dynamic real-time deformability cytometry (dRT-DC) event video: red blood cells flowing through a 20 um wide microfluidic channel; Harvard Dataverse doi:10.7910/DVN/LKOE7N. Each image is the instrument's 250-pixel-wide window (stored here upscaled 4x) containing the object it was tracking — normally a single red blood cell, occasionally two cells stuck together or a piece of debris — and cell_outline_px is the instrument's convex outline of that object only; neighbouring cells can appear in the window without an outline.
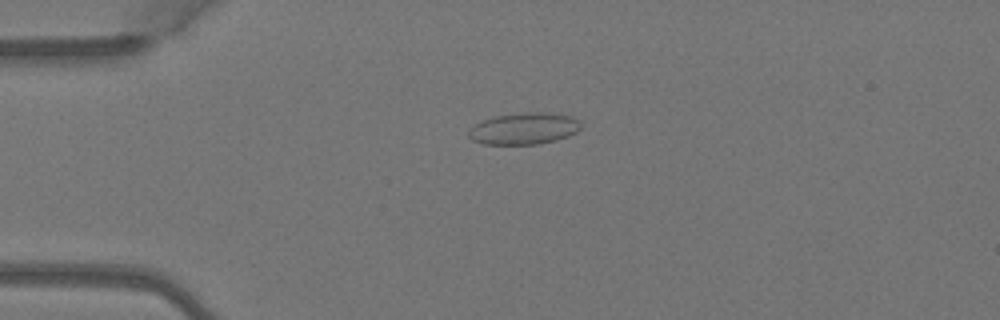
{"species": "Egyptian fruit bat (a non-hibernating species)", "species_latin": "Rousettus aegyptiacus", "temperature_condition": "warm", "stored_images_in_passage": 4, "camera_frame_rate_fps": 3000, "um_per_image_px": 0.085, "animal": {"sex": "female"}, "frame": {"image": 1, "passage_image": 3, "time_ms": 0.667, "image_size_px": [1000, 320], "cell_outline_px": [[580, 128], [576, 132], [568, 136], [556, 140], [540, 144], [484, 144], [472, 140], [468, 136], [468, 132], [476, 124], [484, 120], [496, 116], [532, 112], [552, 112], [572, 116], [580, 120]], "centroid_in_image_um": [44.59, 10.93], "position_along_channel_um": 40.4, "area_um2": 20.63}}